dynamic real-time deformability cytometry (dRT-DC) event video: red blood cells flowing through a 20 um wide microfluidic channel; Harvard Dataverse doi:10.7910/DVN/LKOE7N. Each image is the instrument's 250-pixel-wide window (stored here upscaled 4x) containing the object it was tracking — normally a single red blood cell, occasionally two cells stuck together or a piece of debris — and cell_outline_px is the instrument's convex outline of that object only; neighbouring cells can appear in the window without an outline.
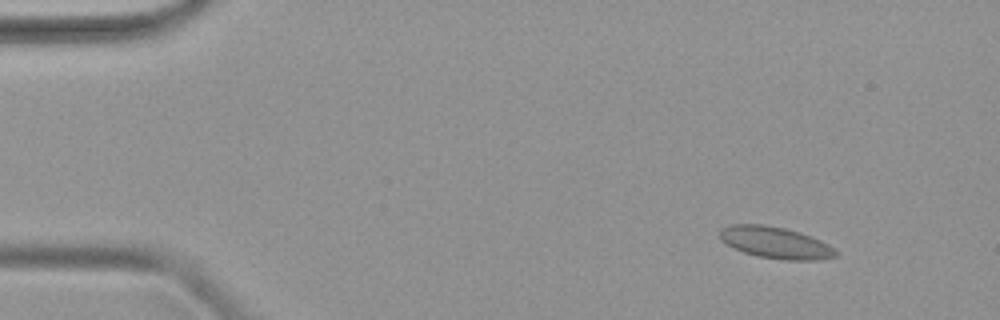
{"species": "common noctule bat (a hibernating species)", "species_latin": "Nyctalus noctula", "temperature_condition": "warm", "stored_images_in_passage": 45, "camera_frame_rate_fps": 3000, "um_per_image_px": 0.085, "animal": {"sex": "female", "body_mass_g": 19.9}, "frame": {"image": 1, "passage_image": 1, "time_ms": 0.0, "image_size_px": [1000, 320], "cell_outline_px": [[840, 252], [836, 256], [816, 260], [784, 260], [756, 256], [744, 252], [720, 240], [720, 228], [732, 224], [764, 224], [784, 228], [820, 240], [828, 244]], "centroid_in_image_um": [65.91, 20.63], "position_along_channel_um": 19.1, "area_um2": 21.21}}
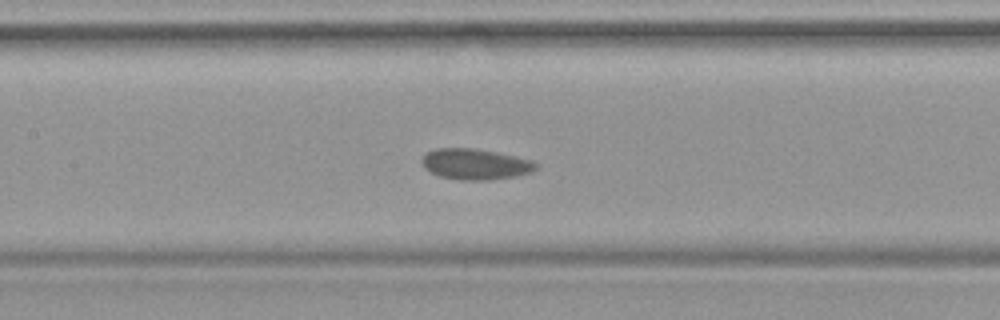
{"frame": {"image": 2, "passage_image": 19, "time_ms": 6.0, "image_size_px": [1000, 320], "cell_outline_px": [[540, 164], [532, 172], [516, 176], [488, 180], [460, 180], [440, 176], [424, 168], [420, 160], [428, 152], [436, 148], [472, 148], [496, 152], [516, 156], [532, 160]], "centroid_in_image_um": [40.43, 13.95], "position_along_channel_um": 167.0, "area_um2": 20.52}}
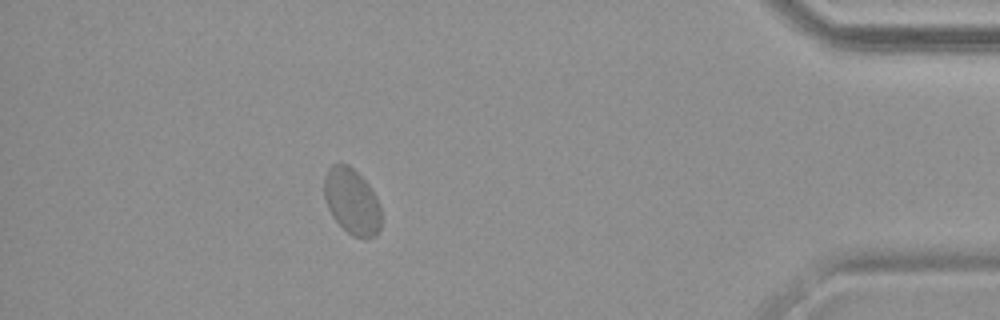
{"frame": {"image": 3, "passage_image": 40, "time_ms": 13.0, "image_size_px": [1000, 320], "cell_outline_px": [[380, 228], [372, 236], [356, 236], [348, 232], [332, 216], [328, 208], [324, 196], [324, 176], [328, 168], [332, 164], [348, 164], [368, 184], [376, 196], [380, 204]], "centroid_in_image_um": [29.88, 17.07], "position_along_channel_um": 405.3, "area_um2": 21.44}}